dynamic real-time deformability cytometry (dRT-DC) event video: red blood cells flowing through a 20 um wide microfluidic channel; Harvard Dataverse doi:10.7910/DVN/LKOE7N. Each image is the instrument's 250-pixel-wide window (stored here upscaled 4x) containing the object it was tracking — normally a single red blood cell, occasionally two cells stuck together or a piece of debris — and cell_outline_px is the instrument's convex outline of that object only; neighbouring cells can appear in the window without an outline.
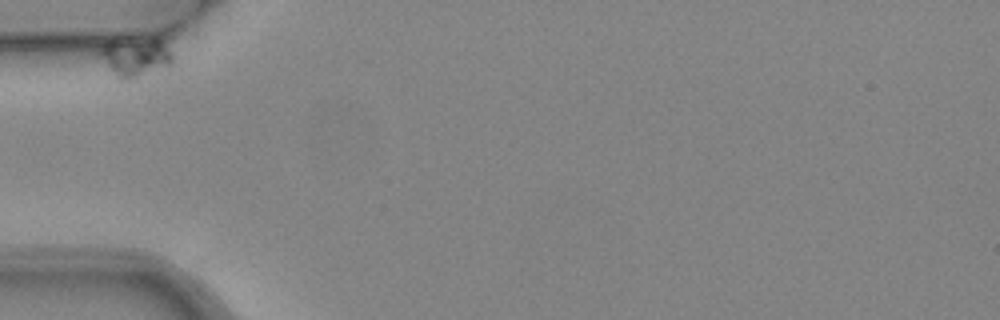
{"species": "common noctule bat (a hibernating species)", "species_latin": "Nyctalus noctula", "temperature_condition": "warm", "stored_images_in_passage": 8, "camera_frame_rate_fps": 3000, "um_per_image_px": 0.085, "animal": {"sex": "female", "body_mass_g": 24.6, "forearm_length_mm": 56.2}, "frame": {"image": 1, "passage_image": 1, "time_ms": 0.0, "image_size_px": [1000, 320], "cell_outline_px": [[172, 64], [128, 80], [120, 80], [116, 76], [96, 52], [104, 44], [112, 40], [156, 36], [164, 44], [172, 56]], "centroid_in_image_um": [11.47, 4.8], "position_along_channel_um": 73.5, "area_um2": 16.53}}
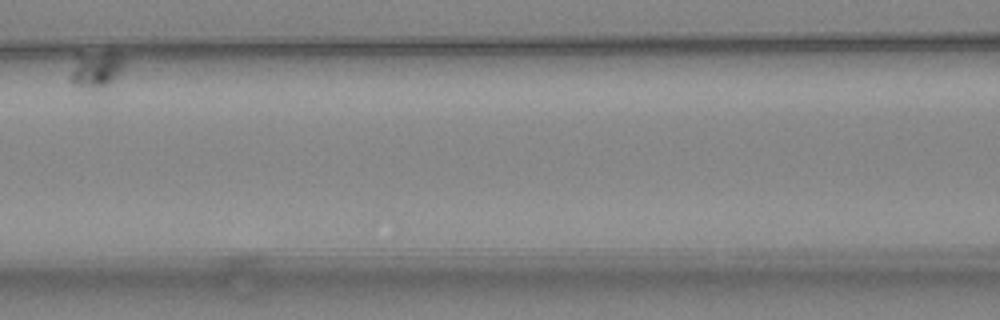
{"frame": {"image": 2, "passage_image": 5, "time_ms": 1.333, "image_size_px": [1000, 320], "cell_outline_px": [[124, 72], [112, 84], [100, 88], [96, 88], [72, 84], [68, 80], [68, 76], [76, 52], [116, 52], [124, 60]], "centroid_in_image_um": [8.16, 5.87], "position_along_channel_um": 158.4, "area_um2": 12.08}}
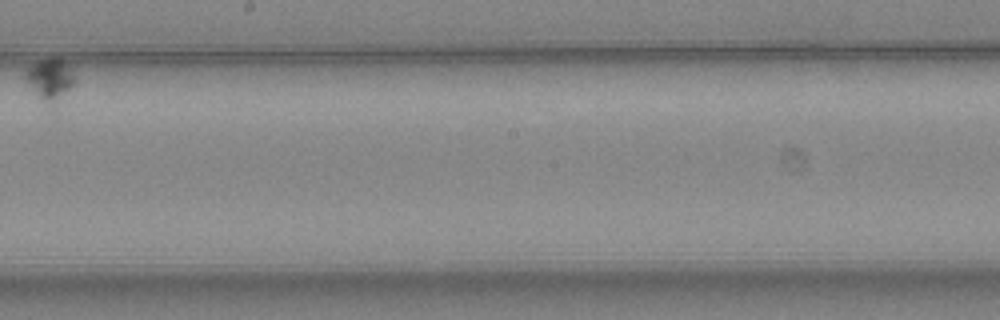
{"frame": {"image": 3, "passage_image": 8, "time_ms": 2.333, "image_size_px": [1000, 320], "cell_outline_px": [[76, 84], [52, 100], [40, 100], [36, 96], [24, 76], [24, 72], [32, 64], [40, 60], [52, 56], [60, 60], [72, 72], [76, 80]], "centroid_in_image_um": [4.2, 6.66], "position_along_channel_um": 244.0, "area_um2": 11.1}}